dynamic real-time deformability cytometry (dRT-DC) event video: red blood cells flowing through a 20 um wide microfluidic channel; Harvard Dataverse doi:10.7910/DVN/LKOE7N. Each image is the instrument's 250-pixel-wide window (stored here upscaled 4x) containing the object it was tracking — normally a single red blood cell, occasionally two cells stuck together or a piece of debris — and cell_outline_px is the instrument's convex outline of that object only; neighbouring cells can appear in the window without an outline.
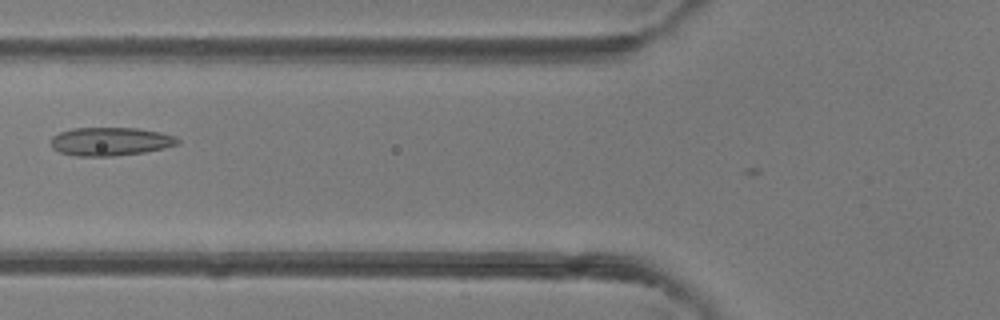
{"species": "common noctule bat (a hibernating species)", "species_latin": "Nyctalus noctula", "temperature_condition": "room temperature", "stored_images_in_passage": 2, "camera_frame_rate_fps": 3000, "um_per_image_px": 0.085, "animal": {"sex": "female"}, "frame": {"image": 1, "passage_image": 2, "time_ms": 1.0, "image_size_px": [1000, 320], "cell_outline_px": [[180, 144], [164, 148], [144, 152], [116, 156], [76, 156], [60, 152], [52, 148], [52, 136], [60, 132], [72, 128], [136, 128], [160, 132], [176, 136], [180, 140]], "centroid_in_image_um": [9.41, 12.03], "position_along_channel_um": 116.4, "area_um2": 21.04}}